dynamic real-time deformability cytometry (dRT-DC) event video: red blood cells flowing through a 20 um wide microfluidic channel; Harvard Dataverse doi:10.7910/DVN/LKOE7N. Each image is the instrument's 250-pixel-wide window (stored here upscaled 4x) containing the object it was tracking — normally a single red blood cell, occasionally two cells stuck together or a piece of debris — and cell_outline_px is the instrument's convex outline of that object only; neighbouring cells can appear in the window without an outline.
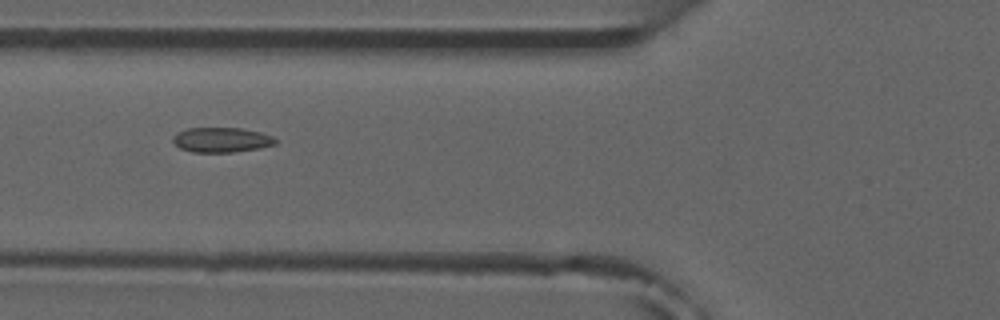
{"species": "common noctule bat (a hibernating species)", "species_latin": "Nyctalus noctula", "temperature_condition": "room temperature", "stored_images_in_passage": 7, "camera_frame_rate_fps": 3000, "um_per_image_px": 0.085, "animal": {"sex": "male", "forearm_length_mm": 52.5}, "frame": {"image": 1, "passage_image": 6, "time_ms": 5.667, "image_size_px": [1000, 320], "cell_outline_px": [[276, 144], [260, 148], [232, 152], [192, 152], [180, 148], [172, 140], [172, 136], [176, 132], [188, 128], [244, 128], [260, 132], [272, 136], [276, 140]], "centroid_in_image_um": [18.81, 11.88], "position_along_channel_um": 107.0, "area_um2": 14.91}}
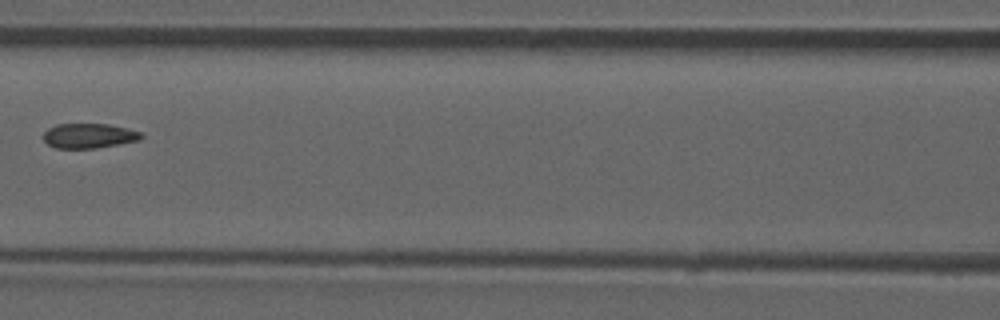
{"frame": {"image": 2, "passage_image": 7, "time_ms": 7.0, "image_size_px": [1000, 320], "cell_outline_px": [[144, 136], [140, 140], [96, 148], [56, 148], [48, 144], [44, 140], [44, 132], [48, 128], [56, 124], [108, 124], [128, 128], [140, 132]], "centroid_in_image_um": [7.57, 11.53], "position_along_channel_um": 159.0, "area_um2": 14.1}}